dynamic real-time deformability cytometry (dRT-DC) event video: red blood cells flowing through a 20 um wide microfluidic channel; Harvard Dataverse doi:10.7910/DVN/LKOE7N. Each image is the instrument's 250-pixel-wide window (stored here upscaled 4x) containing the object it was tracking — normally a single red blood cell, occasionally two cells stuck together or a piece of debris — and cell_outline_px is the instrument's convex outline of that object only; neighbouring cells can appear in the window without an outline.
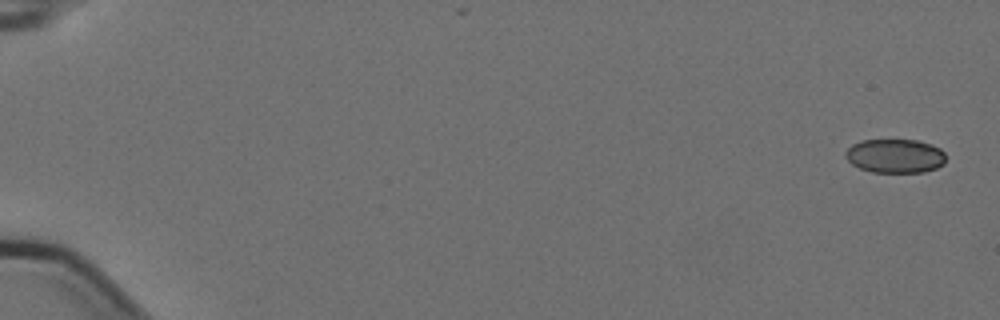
{"species": "Egyptian fruit bat (a non-hibernating species)", "species_latin": "Rousettus aegyptiacus", "temperature_condition": "cold", "stored_images_in_passage": 7, "camera_frame_rate_fps": 3000, "um_per_image_px": 0.085, "animal": {"sex": "female"}, "frame": {"image": 1, "passage_image": 1, "time_ms": 0.0, "image_size_px": [1000, 320], "cell_outline_px": [[944, 164], [936, 168], [924, 172], [872, 172], [860, 168], [852, 164], [844, 156], [844, 152], [852, 144], [864, 140], [916, 140], [932, 144], [940, 148], [944, 152]], "centroid_in_image_um": [76.08, 13.25], "position_along_channel_um": 8.9, "area_um2": 19.88}}
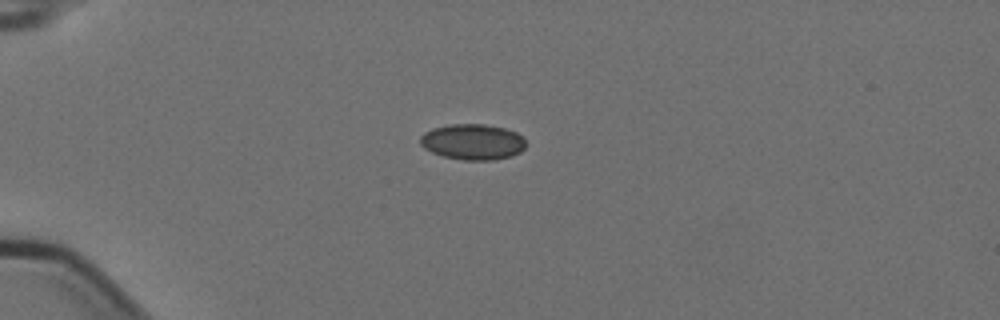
{"frame": {"image": 2, "passage_image": 5, "time_ms": 1.333, "image_size_px": [1000, 320], "cell_outline_px": [[524, 148], [520, 152], [512, 156], [492, 160], [464, 160], [444, 156], [432, 152], [424, 148], [420, 144], [420, 136], [424, 132], [432, 128], [448, 124], [484, 124], [504, 128], [516, 132], [524, 140]], "centroid_in_image_um": [40.15, 12.05], "position_along_channel_um": 44.9, "area_um2": 21.96}}
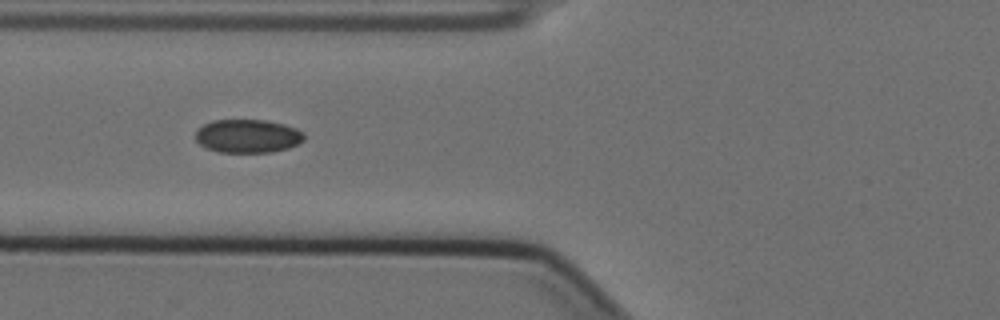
{"frame": {"image": 3, "passage_image": 7, "time_ms": 2.0, "image_size_px": [1000, 320], "cell_outline_px": [[304, 140], [288, 148], [272, 152], [220, 152], [204, 148], [196, 140], [196, 128], [212, 120], [268, 120], [284, 124], [296, 128], [304, 132]], "centroid_in_image_um": [21.04, 11.56], "position_along_channel_um": 104.8, "area_um2": 21.33}}